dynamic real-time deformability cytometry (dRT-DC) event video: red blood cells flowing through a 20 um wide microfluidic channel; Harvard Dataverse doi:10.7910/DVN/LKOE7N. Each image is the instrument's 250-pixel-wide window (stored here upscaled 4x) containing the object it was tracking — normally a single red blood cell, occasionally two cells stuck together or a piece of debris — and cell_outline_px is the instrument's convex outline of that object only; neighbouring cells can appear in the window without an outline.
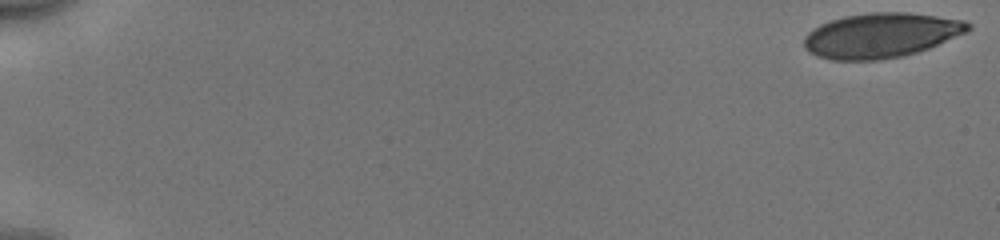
{"species": "human", "species_latin": "Homo sapiens", "temperature_condition": "cold", "stored_images_in_passage": 53, "camera_frame_rate_fps": 3000, "um_per_image_px": 0.085, "donor": {"sex": "male"}, "frame": {"image": 1, "passage_image": 1, "time_ms": 0.0, "image_size_px": [1000, 240], "cell_outline_px": [[972, 28], [968, 32], [928, 48], [916, 52], [900, 56], [880, 60], [832, 60], [816, 56], [808, 52], [804, 48], [804, 36], [812, 28], [820, 24], [844, 16], [872, 12], [908, 12], [964, 20], [972, 24]], "centroid_in_image_um": [74.87, 3.0], "position_along_channel_um": 10.1, "area_um2": 42.95}}
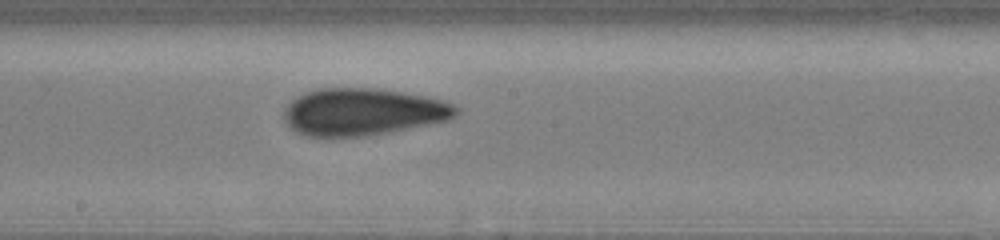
{"frame": {"image": 2, "passage_image": 31, "time_ms": 10.0, "image_size_px": [1000, 240], "cell_outline_px": [[460, 112], [456, 116], [448, 120], [392, 132], [368, 136], [332, 140], [324, 140], [304, 136], [296, 132], [284, 120], [284, 108], [296, 96], [304, 92], [316, 88], [372, 88], [404, 92], [428, 96], [444, 100], [460, 108]], "centroid_in_image_um": [30.81, 9.55], "position_along_channel_um": 217.4, "area_um2": 48.78}}
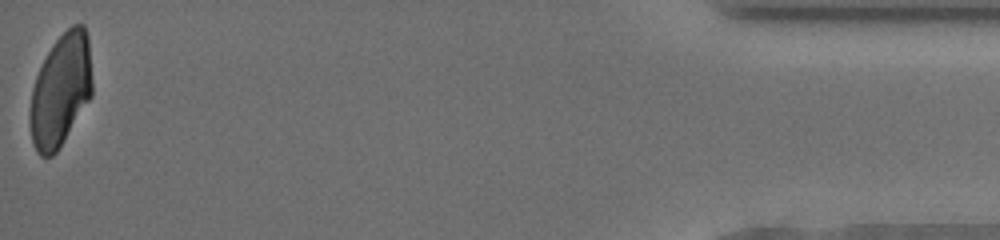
{"frame": {"image": 3, "passage_image": 53, "time_ms": 17.333, "image_size_px": [1000, 240], "cell_outline_px": [[92, 96], [56, 152], [52, 156], [40, 156], [36, 152], [32, 144], [28, 120], [32, 88], [36, 76], [52, 44], [72, 24], [84, 24], [88, 36], [92, 80]], "centroid_in_image_um": [5.14, 7.69], "position_along_channel_um": 430.1, "area_um2": 40.92}, "authors_computed_cell_mechanics": {"area_um2": 44.9106, "velocity_mm_per_s": 3.967, "shape_relaxation_time_tau1_ms": 6.3682, "shape_relaxation_time_tau2_ms": 2.139, "deformation_change_tau1": 0.1742, "deformation_change_tau2": 0.0803}}